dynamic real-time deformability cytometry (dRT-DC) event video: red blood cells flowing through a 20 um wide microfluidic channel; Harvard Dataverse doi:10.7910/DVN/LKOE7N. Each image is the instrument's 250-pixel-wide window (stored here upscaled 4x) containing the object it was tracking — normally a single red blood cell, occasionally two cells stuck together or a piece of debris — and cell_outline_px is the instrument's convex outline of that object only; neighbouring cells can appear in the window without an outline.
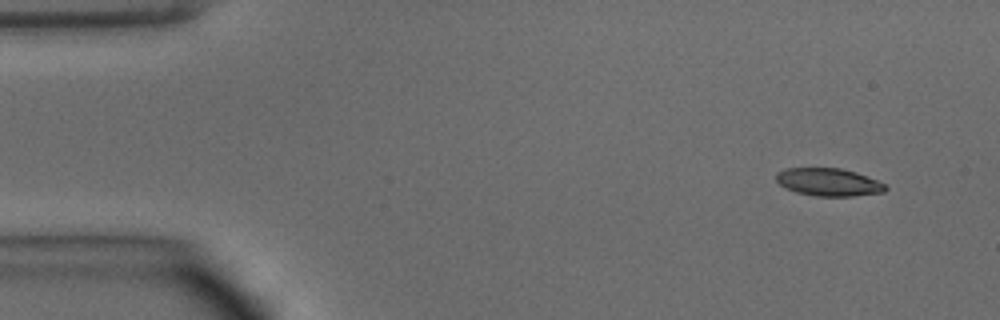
{"species": "common noctule bat (a hibernating species)", "species_latin": "Nyctalus noctula", "temperature_condition": "warm", "stored_images_in_passage": 46, "camera_frame_rate_fps": 3000, "um_per_image_px": 0.085, "animal": {"sex": "male", "body_mass_g": 15.6}, "frame": {"image": 1, "passage_image": 1, "time_ms": 0.0, "image_size_px": [1000, 320], "cell_outline_px": [[888, 188], [884, 192], [852, 196], [816, 196], [796, 192], [784, 188], [776, 180], [776, 172], [784, 168], [840, 168], [856, 172], [876, 180], [884, 184]], "centroid_in_image_um": [70.39, 15.48], "position_along_channel_um": 14.6, "area_um2": 17.69}}
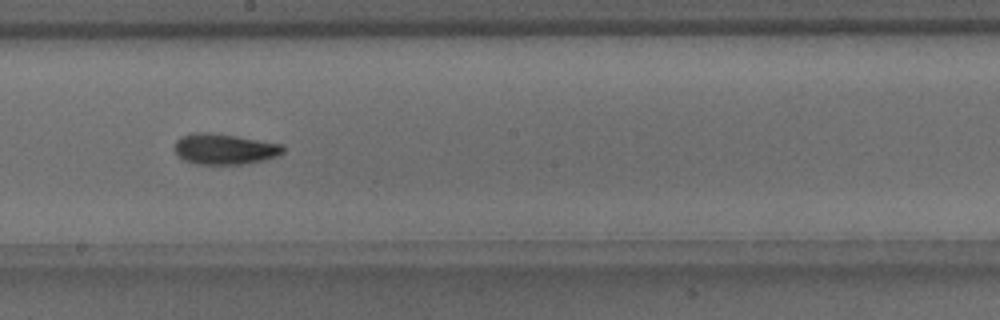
{"frame": {"image": 2, "passage_image": 24, "time_ms": 7.667, "image_size_px": [1000, 320], "cell_outline_px": [[284, 152], [276, 156], [264, 160], [244, 164], [196, 164], [184, 160], [172, 148], [176, 140], [180, 136], [192, 132], [208, 132], [236, 136], [284, 144]], "centroid_in_image_um": [19.06, 12.66], "position_along_channel_um": 229.1, "area_um2": 19.59}}
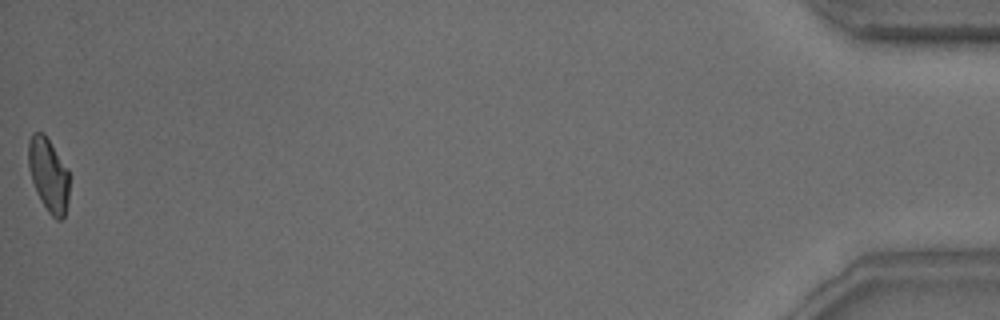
{"frame": {"image": 3, "passage_image": 46, "time_ms": 15.0, "image_size_px": [1000, 320], "cell_outline_px": [[68, 204], [64, 216], [60, 220], [56, 220], [48, 212], [40, 200], [36, 192], [28, 168], [28, 140], [32, 132], [44, 132], [68, 168]], "centroid_in_image_um": [4.11, 14.84], "position_along_channel_um": 431.1, "area_um2": 17.8}, "authors_computed_cell_mechanics": {"area_um2": 18.3804, "velocity_mm_per_s": 4.1211, "shape_relaxation_time_tau1_ms": 9.0659, "shape_relaxation_time_tau2_ms": 1.7377, "deformation_change_tau1": 0.234, "deformation_change_tau2": 0.0775}}